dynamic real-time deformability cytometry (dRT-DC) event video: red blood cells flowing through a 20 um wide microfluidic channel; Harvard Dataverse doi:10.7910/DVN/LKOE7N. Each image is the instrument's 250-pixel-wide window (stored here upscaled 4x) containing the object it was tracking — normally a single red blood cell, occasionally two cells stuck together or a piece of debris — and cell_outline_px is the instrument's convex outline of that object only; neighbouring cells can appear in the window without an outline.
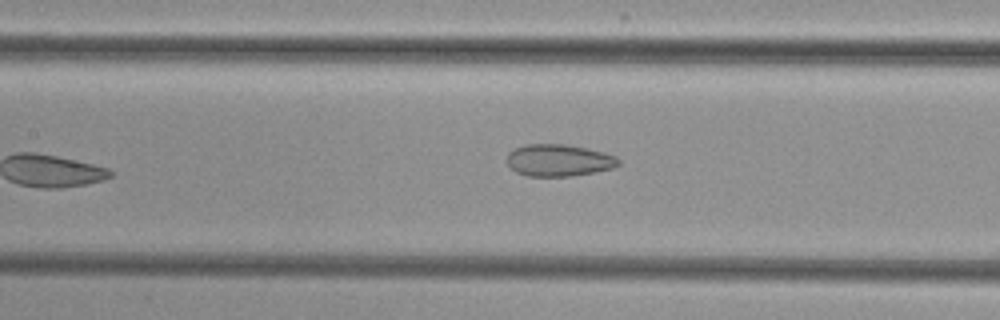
{"species": "common noctule bat (a hibernating species)", "species_latin": "Nyctalus noctula", "temperature_condition": "cold", "stored_images_in_passage": 8, "camera_frame_rate_fps": 3000, "um_per_image_px": 0.085, "animal": {"sex": "female", "body_mass_g": 29.2, "forearm_length_mm": 56.3}, "frame": {"image": 1, "passage_image": 6, "time_ms": 7.0, "image_size_px": [1000, 320], "cell_outline_px": [[620, 164], [612, 168], [572, 176], [528, 176], [516, 172], [504, 160], [508, 152], [524, 144], [564, 144], [588, 148], [604, 152], [616, 156], [620, 160]], "centroid_in_image_um": [47.47, 13.61], "position_along_channel_um": 159.9, "area_um2": 20.92}}